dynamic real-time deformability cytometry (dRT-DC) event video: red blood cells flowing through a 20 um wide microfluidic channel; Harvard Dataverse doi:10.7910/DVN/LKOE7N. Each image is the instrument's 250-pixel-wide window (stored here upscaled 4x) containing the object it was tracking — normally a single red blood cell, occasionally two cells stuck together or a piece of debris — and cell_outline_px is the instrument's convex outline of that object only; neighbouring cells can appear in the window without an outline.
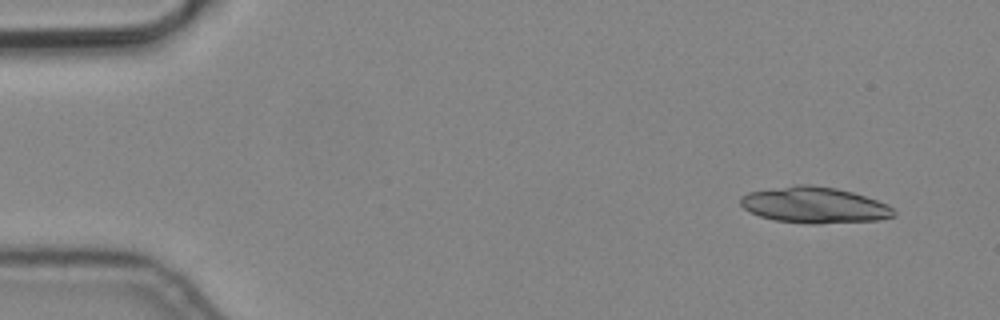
{"species": "common noctule bat (a hibernating species)", "species_latin": "Nyctalus noctula", "temperature_condition": "cold", "stored_images_in_passage": 7, "camera_frame_rate_fps": 3000, "um_per_image_px": 0.085, "animal": {"sex": "male", "body_mass_g": 19.2, "forearm_length_mm": 51.8}, "frame": {"image": 1, "passage_image": 1, "time_ms": 0.0, "image_size_px": [1000, 320], "cell_outline_px": [[896, 216], [880, 220], [820, 224], [808, 224], [776, 220], [760, 216], [744, 208], [740, 204], [740, 196], [748, 192], [796, 184], [812, 184], [836, 188], [852, 192], [888, 204], [896, 212]], "centroid_in_image_um": [69.24, 17.43], "position_along_channel_um": 15.8, "area_um2": 32.43}}
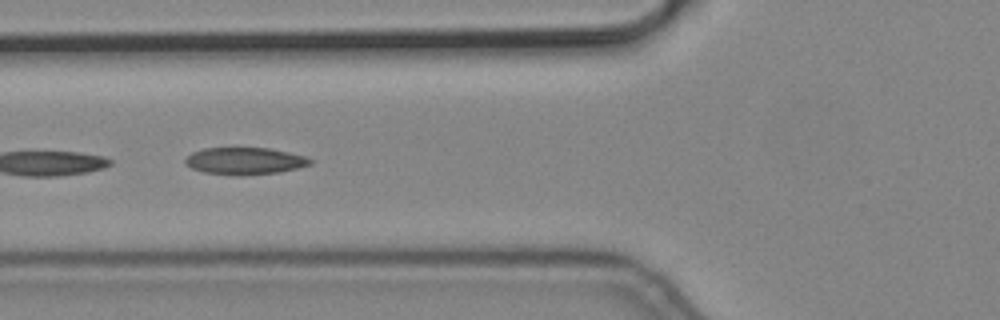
{"frame": {"image": 2, "passage_image": 6, "time_ms": 1.667, "image_size_px": [1000, 320], "cell_outline_px": [[312, 164], [280, 172], [240, 176], [236, 176], [204, 172], [192, 168], [184, 164], [184, 160], [192, 152], [204, 148], [268, 148], [288, 152], [304, 156], [312, 160]], "centroid_in_image_um": [20.78, 13.69], "position_along_channel_um": 105.0, "area_um2": 19.71}}
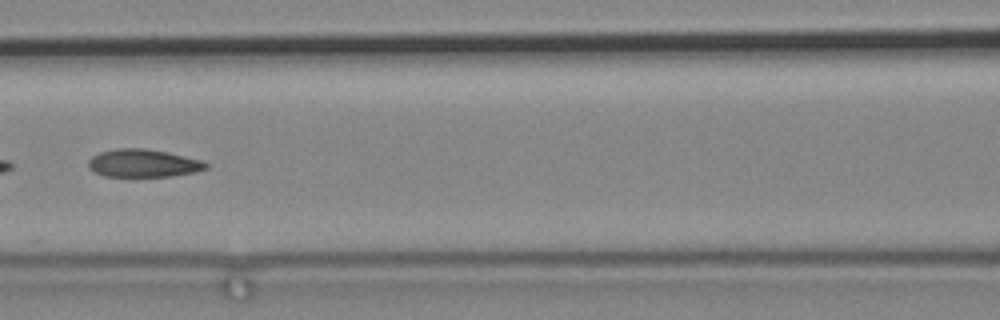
{"frame": {"image": 3, "passage_image": 7, "time_ms": 2.0, "image_size_px": [1000, 320], "cell_outline_px": [[212, 164], [208, 168], [196, 172], [172, 176], [104, 176], [88, 168], [88, 160], [92, 156], [100, 152], [116, 148], [144, 148], [168, 152], [204, 160]], "centroid_in_image_um": [12.24, 13.86], "position_along_channel_um": 154.4, "area_um2": 19.36}}